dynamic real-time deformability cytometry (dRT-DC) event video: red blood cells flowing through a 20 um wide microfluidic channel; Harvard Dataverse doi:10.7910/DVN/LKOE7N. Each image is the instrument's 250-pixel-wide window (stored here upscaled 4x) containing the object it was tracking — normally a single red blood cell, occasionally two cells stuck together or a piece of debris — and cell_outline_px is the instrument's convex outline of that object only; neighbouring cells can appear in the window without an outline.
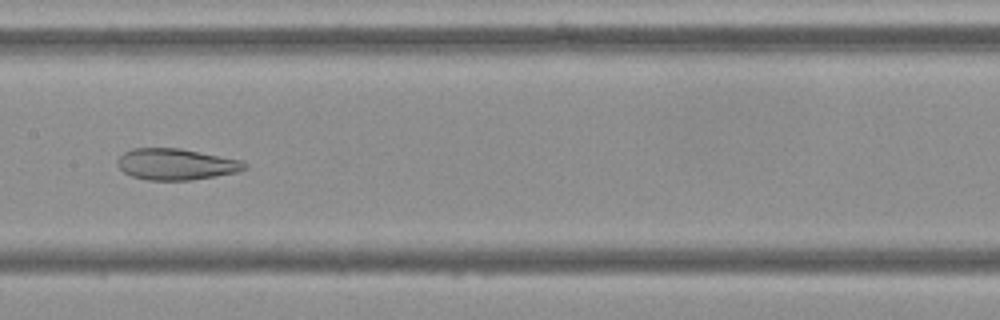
{"species": "Egyptian fruit bat (a non-hibernating species)", "species_latin": "Rousettus aegyptiacus", "temperature_condition": "cold", "stored_images_in_passage": 54, "camera_frame_rate_fps": 3000, "um_per_image_px": 0.085, "frame": {"image": 1, "passage_image": 27, "time_ms": 8.667, "image_size_px": [1000, 320], "cell_outline_px": [[248, 168], [236, 172], [216, 176], [192, 180], [148, 180], [132, 176], [124, 172], [116, 164], [116, 160], [124, 152], [132, 148], [180, 148], [244, 160], [248, 164]], "centroid_in_image_um": [14.99, 13.95], "position_along_channel_um": 192.4, "area_um2": 23.41}}
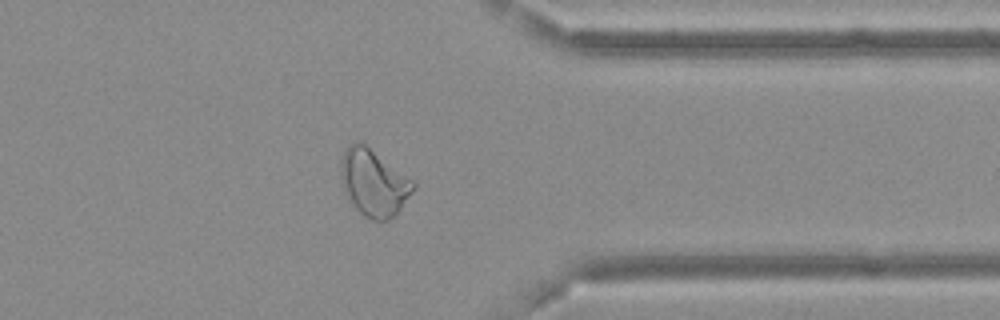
{"frame": {"image": 2, "passage_image": 43, "time_ms": 14.0, "image_size_px": [1000, 320], "cell_outline_px": [[416, 188], [400, 208], [388, 220], [372, 220], [364, 216], [356, 208], [348, 196], [344, 188], [340, 176], [340, 164], [344, 152], [352, 144], [360, 140], [412, 180], [416, 184]], "centroid_in_image_um": [31.76, 15.53], "position_along_channel_um": 379.6, "area_um2": 27.51}}
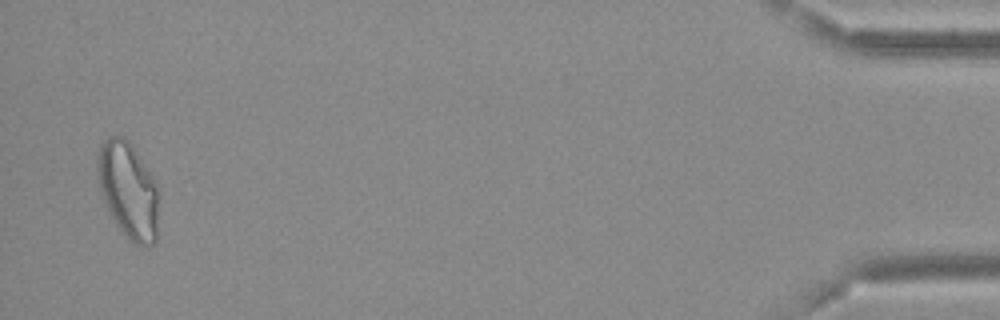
{"frame": {"image": 3, "passage_image": 53, "time_ms": 17.333, "image_size_px": [1000, 320], "cell_outline_px": [[156, 240], [148, 248], [144, 248], [136, 244], [124, 236], [108, 212], [100, 192], [96, 172], [96, 156], [100, 144], [108, 136], [124, 136], [132, 144], [156, 180]], "centroid_in_image_um": [10.85, 16.14], "position_along_channel_um": 424.4, "area_um2": 34.8}, "authors_computed_cell_mechanics": {"area_um2": 29.5358, "velocity_mm_per_s": 3.6667, "shape_relaxation_time_tau1_ms": null, "shape_relaxation_time_tau2_ms": 2.2945, "deformation_change_tau1": null, "deformation_change_tau2": 0.0981}}